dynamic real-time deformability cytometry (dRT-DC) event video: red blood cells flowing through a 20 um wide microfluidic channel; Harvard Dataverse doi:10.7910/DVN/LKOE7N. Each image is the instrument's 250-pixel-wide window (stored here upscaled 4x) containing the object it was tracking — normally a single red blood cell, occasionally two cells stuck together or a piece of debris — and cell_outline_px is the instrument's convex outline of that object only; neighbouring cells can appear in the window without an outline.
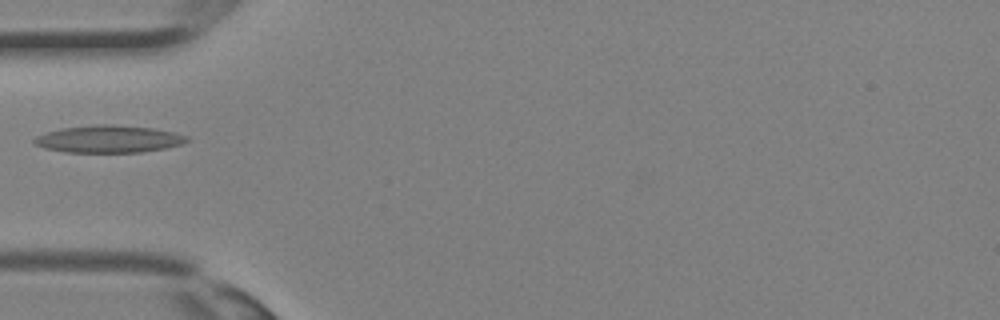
{"species": "Egyptian fruit bat (a non-hibernating species)", "species_latin": "Rousettus aegyptiacus", "temperature_condition": "room temperature", "stored_images_in_passage": 34, "camera_frame_rate_fps": 3000, "um_per_image_px": 0.085, "animal": {"sex": "female"}, "frame": {"image": 1, "passage_image": 12, "time_ms": 3.667, "image_size_px": [1000, 320], "cell_outline_px": [[188, 140], [184, 144], [164, 148], [140, 152], [64, 152], [44, 148], [36, 144], [32, 140], [36, 136], [60, 128], [100, 124], [108, 124], [152, 128], [172, 132], [188, 136]], "centroid_in_image_um": [9.23, 11.82], "position_along_channel_um": 75.8, "area_um2": 24.1}}
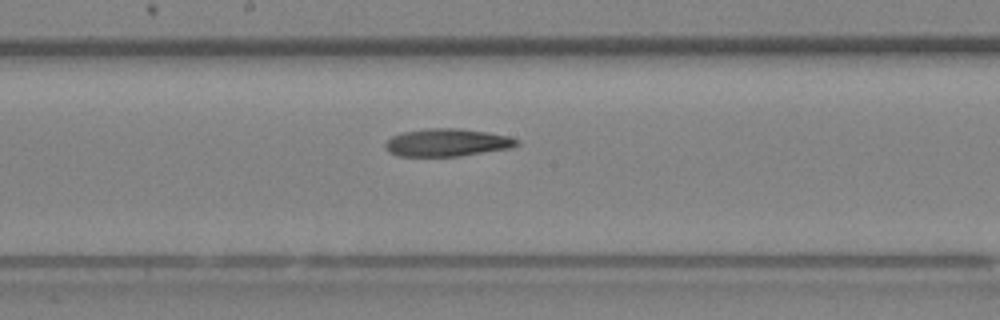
{"frame": {"image": 2, "passage_image": 19, "time_ms": 6.0, "image_size_px": [1000, 320], "cell_outline_px": [[520, 144], [512, 148], [460, 156], [396, 156], [388, 152], [384, 148], [384, 144], [392, 136], [400, 132], [428, 128], [460, 128], [488, 132], [508, 136], [520, 140]], "centroid_in_image_um": [38.0, 12.11], "position_along_channel_um": 210.2, "area_um2": 21.56}}
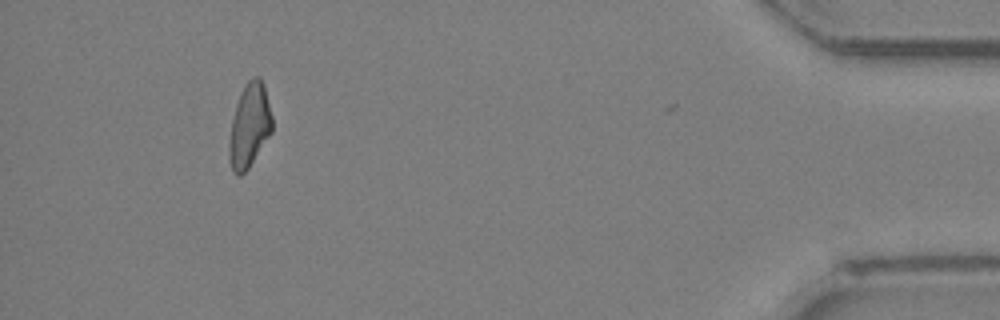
{"frame": {"image": 3, "passage_image": 33, "time_ms": 10.667, "image_size_px": [1000, 320], "cell_outline_px": [[272, 132], [248, 168], [240, 176], [236, 176], [232, 172], [228, 156], [228, 144], [232, 120], [236, 104], [244, 84], [252, 76], [260, 76], [264, 84], [272, 116]], "centroid_in_image_um": [21.19, 10.67], "position_along_channel_um": 414.0, "area_um2": 21.21}}